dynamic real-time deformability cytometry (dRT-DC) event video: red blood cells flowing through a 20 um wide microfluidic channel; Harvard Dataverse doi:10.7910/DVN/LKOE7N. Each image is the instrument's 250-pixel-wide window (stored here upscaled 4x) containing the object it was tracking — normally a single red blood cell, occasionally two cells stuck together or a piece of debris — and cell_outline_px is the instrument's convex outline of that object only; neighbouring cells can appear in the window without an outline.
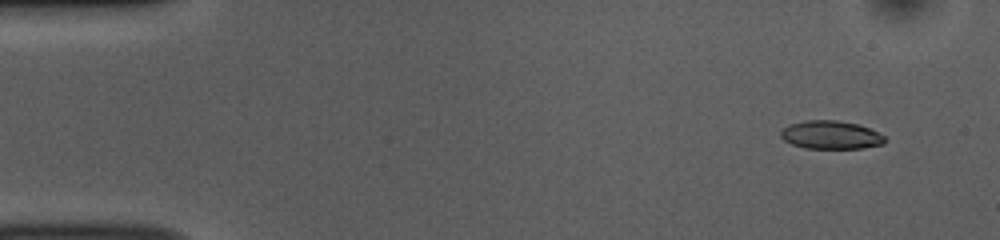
{"species": "common noctule bat (a hibernating species)", "species_latin": "Nyctalus noctula", "temperature_condition": "room temperature", "stored_images_in_passage": 50, "camera_frame_rate_fps": 3000, "um_per_image_px": 0.085, "animal": {"sex": "female", "body_mass_g": 10.0, "forearm_length_mm": 53.1}, "frame": {"image": 1, "passage_image": 1, "time_ms": 0.0, "image_size_px": [1000, 240], "cell_outline_px": [[884, 144], [864, 148], [804, 148], [792, 144], [784, 140], [780, 136], [780, 132], [784, 128], [792, 124], [808, 120], [836, 120], [856, 124], [868, 128], [884, 136]], "centroid_in_image_um": [70.61, 11.48], "position_along_channel_um": 14.4, "area_um2": 16.88}}
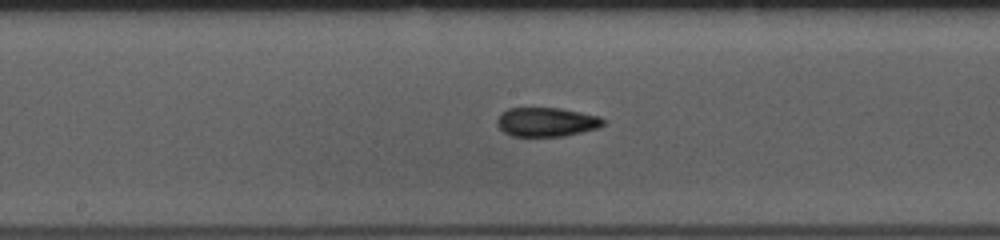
{"frame": {"image": 2, "passage_image": 24, "time_ms": 7.667, "image_size_px": [1000, 240], "cell_outline_px": [[604, 124], [596, 128], [564, 136], [512, 136], [504, 132], [496, 124], [496, 120], [500, 112], [508, 108], [560, 108], [600, 116], [604, 120]], "centroid_in_image_um": [46.4, 10.36], "position_along_channel_um": 201.8, "area_um2": 17.98}}
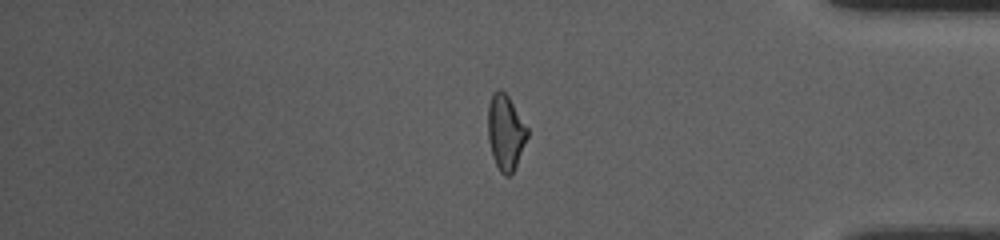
{"frame": {"image": 3, "passage_image": 41, "time_ms": 13.333, "image_size_px": [1000, 240], "cell_outline_px": [[528, 136], [516, 164], [512, 172], [508, 176], [504, 176], [500, 172], [492, 156], [488, 140], [488, 104], [492, 92], [500, 88], [508, 96], [528, 128]], "centroid_in_image_um": [42.95, 11.22], "position_along_channel_um": 392.2, "area_um2": 17.22}, "authors_computed_cell_mechanics": {"area_um2": 17.7157, "velocity_mm_per_s": 3.7988, "shape_relaxation_time_tau1_ms": 3.8625, "shape_relaxation_time_tau2_ms": 2.8765, "deformation_change_tau1": 0.1454, "deformation_change_tau2": 0.103}}